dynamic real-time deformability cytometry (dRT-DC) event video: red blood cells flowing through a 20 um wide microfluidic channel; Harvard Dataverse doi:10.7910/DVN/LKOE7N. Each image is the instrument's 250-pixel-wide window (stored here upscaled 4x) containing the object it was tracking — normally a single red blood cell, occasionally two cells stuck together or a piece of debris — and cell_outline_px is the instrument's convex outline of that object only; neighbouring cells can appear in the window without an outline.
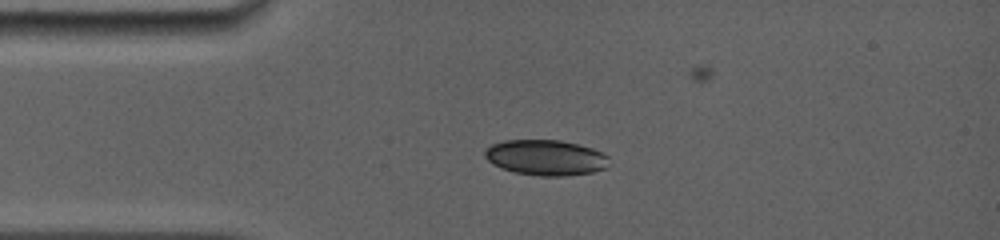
{"species": "common noctule bat (a hibernating species)", "species_latin": "Nyctalus noctula", "temperature_condition": "room temperature", "stored_images_in_passage": 34, "camera_frame_rate_fps": 5000, "um_per_image_px": 0.085, "animal": {"sex": "female", "body_mass_g": 19.0, "forearm_length_mm": 56.7}, "frame": {"image": 1, "passage_image": 6, "time_ms": 4.2, "image_size_px": [1000, 240], "cell_outline_px": [[608, 168], [592, 172], [564, 176], [540, 176], [516, 172], [500, 168], [492, 164], [484, 156], [484, 152], [492, 144], [504, 140], [560, 140], [592, 148], [608, 156]], "centroid_in_image_um": [46.38, 13.4], "position_along_channel_um": 38.6, "area_um2": 25.66}}
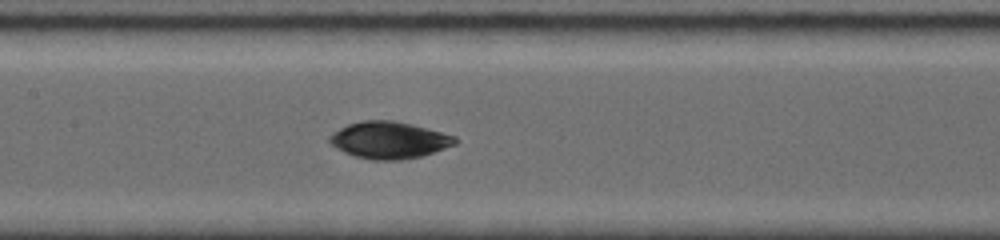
{"frame": {"image": 2, "passage_image": 15, "time_ms": 8.2, "image_size_px": [1000, 240], "cell_outline_px": [[456, 144], [420, 156], [400, 160], [372, 160], [356, 156], [344, 152], [332, 144], [328, 140], [328, 136], [332, 132], [348, 124], [360, 120], [392, 120], [412, 124], [456, 136]], "centroid_in_image_um": [33.05, 11.89], "position_along_channel_um": 174.4, "area_um2": 26.82}}
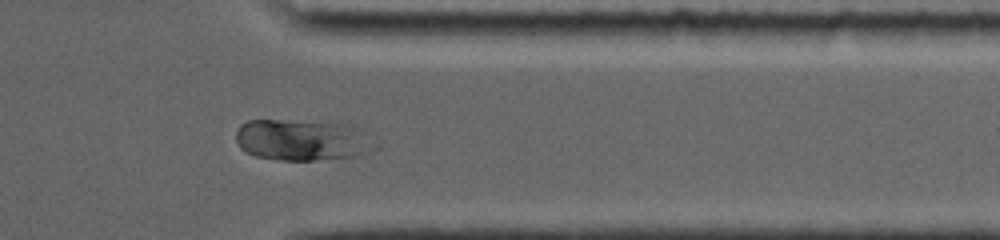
{"frame": {"image": 3, "passage_image": 28, "time_ms": 13.6, "image_size_px": [1000, 240], "cell_outline_px": [[372, 132], [352, 156], [312, 160], [276, 160], [256, 156], [240, 148], [236, 140], [236, 132], [240, 124], [248, 120], [328, 120], [356, 124]], "centroid_in_image_um": [25.54, 11.82], "position_along_channel_um": 385.9, "area_um2": 33.06}, "authors_computed_cell_mechanics": {"area_um2": 27.7729, "velocity_mm_per_s": 3.9107, "shape_relaxation_time_tau1_ms": 1.805, "shape_relaxation_time_tau2_ms": null, "deformation_change_tau1": 0.0801, "deformation_change_tau2": null}}